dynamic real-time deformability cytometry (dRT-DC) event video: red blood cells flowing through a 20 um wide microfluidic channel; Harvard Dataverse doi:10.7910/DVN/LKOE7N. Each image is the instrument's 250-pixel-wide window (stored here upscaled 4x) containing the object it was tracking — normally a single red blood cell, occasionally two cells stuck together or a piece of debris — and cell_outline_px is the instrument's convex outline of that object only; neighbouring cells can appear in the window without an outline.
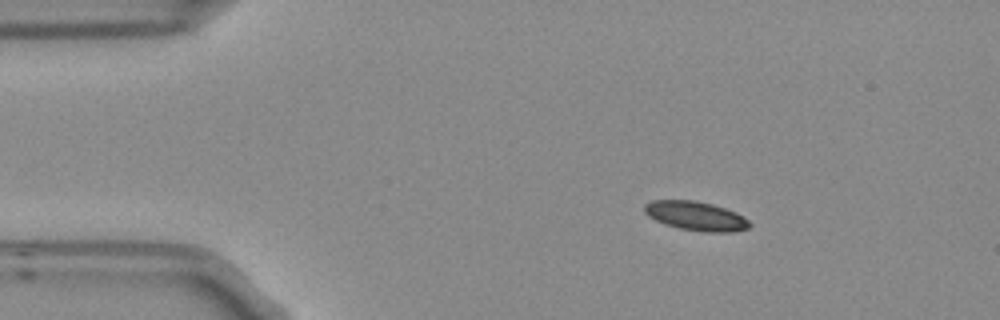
{"species": "Egyptian fruit bat (a non-hibernating species)", "species_latin": "Rousettus aegyptiacus", "temperature_condition": "room temperature", "stored_images_in_passage": 5, "camera_frame_rate_fps": 3000, "um_per_image_px": 0.085, "frame": {"image": 1, "passage_image": 2, "time_ms": 0.333, "image_size_px": [1000, 320], "cell_outline_px": [[752, 224], [748, 228], [732, 232], [704, 232], [680, 228], [664, 224], [648, 216], [644, 212], [644, 204], [652, 200], [696, 200], [712, 204], [736, 212], [744, 216]], "centroid_in_image_um": [59.15, 18.35], "position_along_channel_um": 25.8, "area_um2": 17.92}}
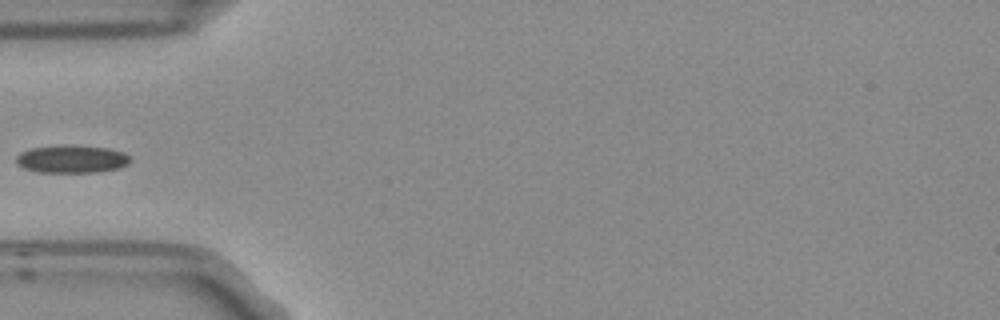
{"frame": {"image": 2, "passage_image": 4, "time_ms": 1.0, "image_size_px": [1000, 320], "cell_outline_px": [[132, 160], [128, 164], [120, 168], [100, 172], [36, 172], [24, 168], [16, 164], [16, 156], [20, 152], [32, 148], [108, 148], [124, 152]], "centroid_in_image_um": [6.12, 13.58], "position_along_channel_um": 78.9, "area_um2": 17.63}}